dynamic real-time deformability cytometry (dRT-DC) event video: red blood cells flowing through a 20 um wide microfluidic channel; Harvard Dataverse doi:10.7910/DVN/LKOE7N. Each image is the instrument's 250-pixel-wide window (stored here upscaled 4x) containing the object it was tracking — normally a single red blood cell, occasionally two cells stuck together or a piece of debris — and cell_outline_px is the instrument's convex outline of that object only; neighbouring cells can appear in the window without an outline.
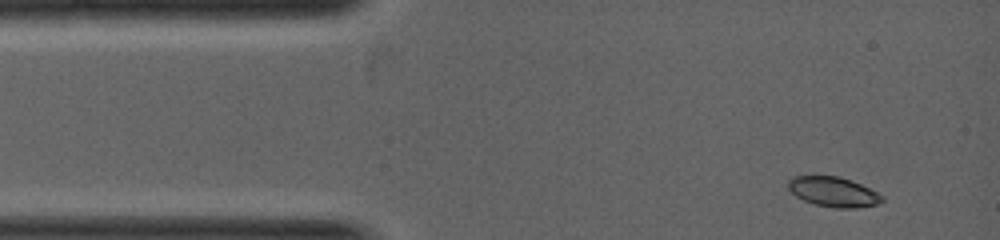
{"species": "common noctule bat (a hibernating species)", "species_latin": "Nyctalus noctula", "temperature_condition": "warm", "stored_images_in_passage": 6, "camera_frame_rate_fps": 5000, "um_per_image_px": 0.085, "animal": {"sex": "female", "body_mass_g": 19.0, "forearm_length_mm": 53.3}, "frame": {"image": 1, "passage_image": 1, "time_ms": 0.0, "image_size_px": [1000, 240], "cell_outline_px": [[884, 200], [876, 204], [856, 208], [840, 208], [816, 204], [804, 200], [796, 196], [788, 188], [788, 180], [796, 176], [840, 176], [860, 184], [876, 192]], "centroid_in_image_um": [70.81, 16.3], "position_along_channel_um": 14.2, "area_um2": 15.95}}
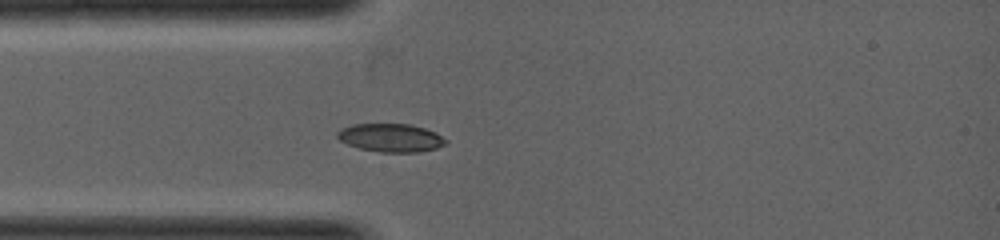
{"frame": {"image": 2, "passage_image": 6, "time_ms": 1.2, "image_size_px": [1000, 240], "cell_outline_px": [[444, 144], [436, 148], [416, 152], [380, 152], [360, 148], [348, 144], [340, 140], [336, 136], [336, 132], [352, 124], [412, 124], [424, 128], [440, 136], [444, 140]], "centroid_in_image_um": [33.15, 11.7], "position_along_channel_um": 51.8, "area_um2": 17.46}}